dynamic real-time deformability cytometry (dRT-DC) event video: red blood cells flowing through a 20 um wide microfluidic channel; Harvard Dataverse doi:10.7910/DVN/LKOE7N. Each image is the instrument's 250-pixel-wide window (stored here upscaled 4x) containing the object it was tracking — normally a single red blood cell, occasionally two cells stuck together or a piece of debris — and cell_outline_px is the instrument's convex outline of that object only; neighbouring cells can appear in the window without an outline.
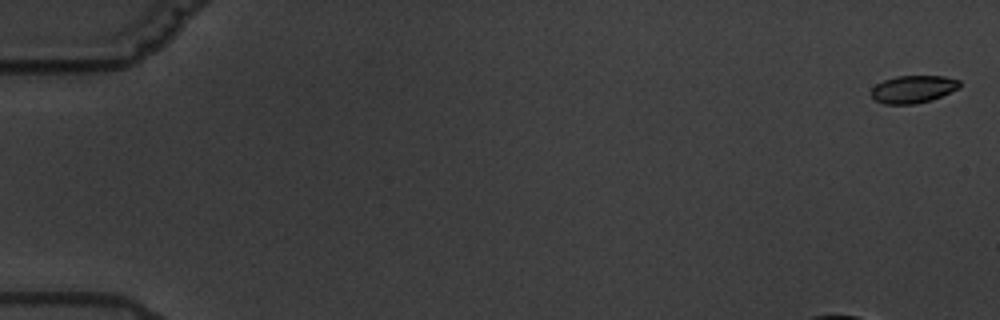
{"species": "common noctule bat (a hibernating species)", "species_latin": "Nyctalus noctula", "temperature_condition": "warm", "stored_images_in_passage": 6, "camera_frame_rate_fps": 3000, "um_per_image_px": 0.085, "animal": {"sex": "male", "body_mass_g": 19.5, "forearm_length_mm": 54.6}, "frame": {"image": 1, "passage_image": 1, "time_ms": 0.0, "image_size_px": [1000, 320], "cell_outline_px": [[960, 88], [932, 100], [916, 104], [884, 104], [876, 100], [872, 96], [872, 88], [876, 84], [884, 80], [896, 76], [944, 76], [960, 80]], "centroid_in_image_um": [77.64, 7.58], "position_along_channel_um": 7.4, "area_um2": 14.22}}